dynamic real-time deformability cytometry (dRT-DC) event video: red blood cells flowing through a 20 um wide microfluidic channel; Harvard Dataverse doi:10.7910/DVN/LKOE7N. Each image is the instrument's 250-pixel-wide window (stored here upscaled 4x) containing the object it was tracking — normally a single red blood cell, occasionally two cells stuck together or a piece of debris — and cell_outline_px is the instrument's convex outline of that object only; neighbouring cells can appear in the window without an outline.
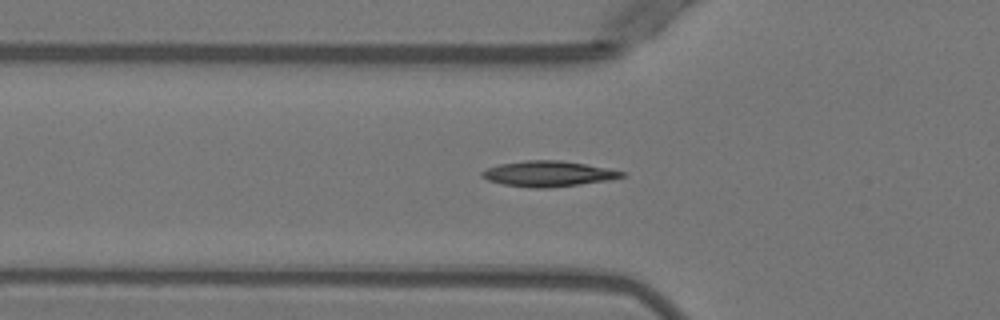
{"species": "Egyptian fruit bat (a non-hibernating species)", "species_latin": "Rousettus aegyptiacus", "temperature_condition": "warm", "stored_images_in_passage": 35, "camera_frame_rate_fps": 3000, "um_per_image_px": 0.085, "animal": {"sex": "female"}, "frame": {"image": 1, "passage_image": 3, "time_ms": 0.667, "image_size_px": [1000, 320], "cell_outline_px": [[624, 176], [608, 180], [580, 184], [548, 188], [528, 188], [504, 184], [488, 180], [480, 176], [480, 172], [488, 168], [500, 164], [524, 160], [560, 160], [608, 168], [624, 172]], "centroid_in_image_um": [46.56, 14.77], "position_along_channel_um": 79.2, "area_um2": 20.69}}
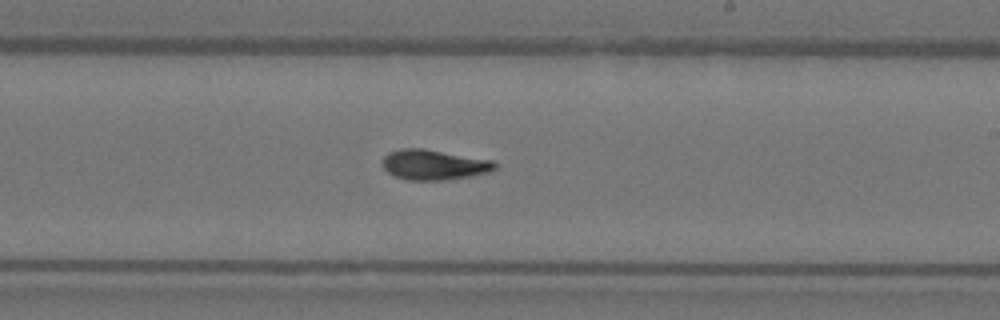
{"frame": {"image": 2, "passage_image": 16, "time_ms": 5.0, "image_size_px": [1000, 320], "cell_outline_px": [[496, 168], [488, 172], [468, 176], [444, 180], [408, 180], [392, 176], [380, 164], [380, 160], [388, 152], [400, 148], [424, 148], [492, 160], [496, 164]], "centroid_in_image_um": [36.8, 13.99], "position_along_channel_um": 252.2, "area_um2": 19.94}}
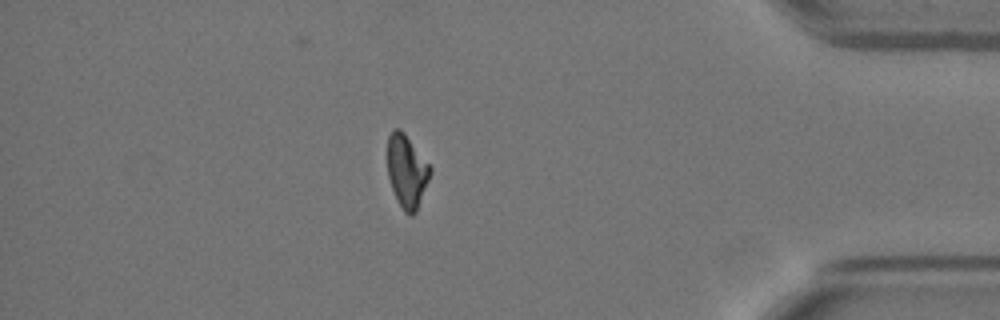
{"frame": {"image": 3, "passage_image": 30, "time_ms": 9.667, "image_size_px": [1000, 320], "cell_outline_px": [[432, 172], [416, 212], [412, 216], [408, 216], [404, 212], [396, 200], [388, 176], [388, 136], [396, 128], [400, 128], [404, 132], [432, 168]], "centroid_in_image_um": [34.59, 14.59], "position_along_channel_um": 400.6, "area_um2": 18.15}, "authors_computed_cell_mechanics": {"area_um2": 19.074, "velocity_mm_per_s": 3.9688, "shape_relaxation_time_tau1_ms": 9.2697, "shape_relaxation_time_tau2_ms": 3.9489, "deformation_change_tau1": 0.2383, "deformation_change_tau2": 0.0948}}